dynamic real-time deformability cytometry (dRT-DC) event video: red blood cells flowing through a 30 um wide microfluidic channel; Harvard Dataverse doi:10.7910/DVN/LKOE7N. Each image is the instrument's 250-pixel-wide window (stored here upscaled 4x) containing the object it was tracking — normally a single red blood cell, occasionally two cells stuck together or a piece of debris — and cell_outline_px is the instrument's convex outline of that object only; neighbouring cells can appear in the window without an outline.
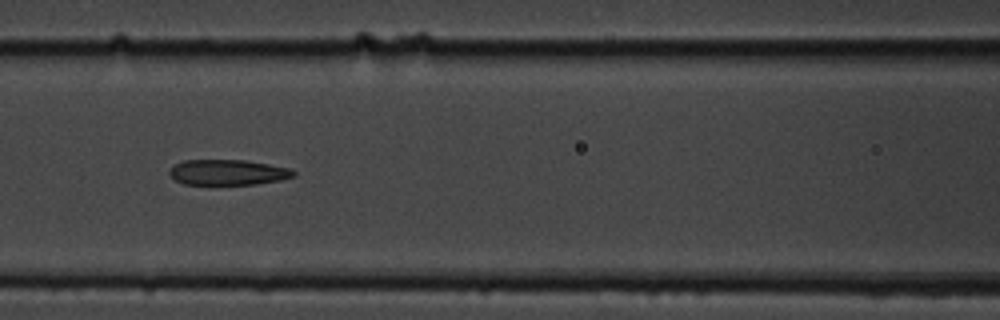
{"species": "common noctule bat (a hibernating species)", "species_latin": "Nyctalus noctula", "temperature_condition": "cold", "stored_images_in_passage": 7, "camera_frame_rate_fps": 3000, "um_per_image_px": 0.085, "animal": {"sex": "male", "body_mass_g": 19.5, "forearm_length_mm": 54.6}, "frame": {"image": 1, "passage_image": 7, "time_ms": 7.0, "image_size_px": [1000, 320], "cell_outline_px": [[296, 176], [280, 180], [256, 184], [184, 184], [176, 180], [168, 172], [176, 164], [184, 160], [244, 160], [268, 164], [288, 168], [296, 172]], "centroid_in_image_um": [19.39, 14.65], "position_along_channel_um": 147.2, "area_um2": 18.21}}